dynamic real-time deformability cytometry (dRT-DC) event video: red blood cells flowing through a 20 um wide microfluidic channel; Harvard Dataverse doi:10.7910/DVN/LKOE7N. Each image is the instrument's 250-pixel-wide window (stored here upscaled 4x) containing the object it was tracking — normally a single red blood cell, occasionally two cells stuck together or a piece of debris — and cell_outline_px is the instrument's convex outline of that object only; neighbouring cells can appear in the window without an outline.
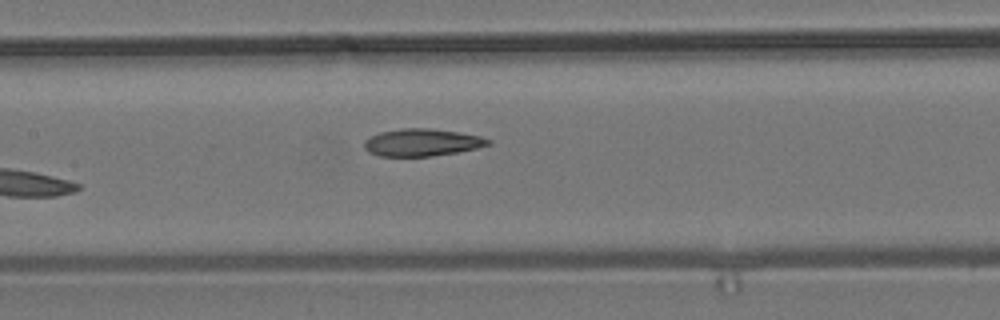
{"species": "common noctule bat (a hibernating species)", "species_latin": "Nyctalus noctula", "temperature_condition": "room temperature", "stored_images_in_passage": 6, "camera_frame_rate_fps": 3000, "um_per_image_px": 0.085, "animal": {"sex": "male", "body_mass_g": 19.2, "forearm_length_mm": 51.8}, "frame": {"image": 1, "passage_image": 6, "time_ms": 1.667, "image_size_px": [1000, 320], "cell_outline_px": [[492, 144], [476, 148], [456, 152], [432, 156], [380, 156], [368, 152], [364, 148], [364, 140], [368, 136], [380, 132], [404, 128], [432, 128], [480, 136], [492, 140]], "centroid_in_image_um": [35.84, 12.1], "position_along_channel_um": 171.6, "area_um2": 19.77}}